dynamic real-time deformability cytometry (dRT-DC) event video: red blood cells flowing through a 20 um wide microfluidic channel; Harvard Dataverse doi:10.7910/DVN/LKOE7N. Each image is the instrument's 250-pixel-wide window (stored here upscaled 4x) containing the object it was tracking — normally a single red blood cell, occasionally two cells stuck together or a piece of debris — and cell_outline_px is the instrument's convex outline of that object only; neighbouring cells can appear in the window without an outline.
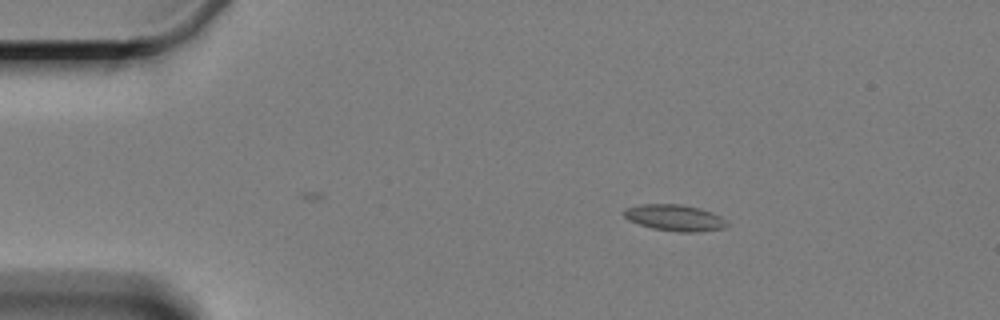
{"species": "Egyptian fruit bat (a non-hibernating species)", "species_latin": "Rousettus aegyptiacus", "temperature_condition": "cold", "stored_images_in_passage": 4, "camera_frame_rate_fps": 3000, "um_per_image_px": 0.085, "animal": {"sex": "female"}, "frame": {"image": 1, "passage_image": 2, "time_ms": 1.0, "image_size_px": [1000, 320], "cell_outline_px": [[728, 224], [724, 228], [696, 232], [680, 232], [652, 228], [628, 220], [624, 216], [624, 208], [640, 204], [680, 204], [700, 208], [712, 212], [728, 220]], "centroid_in_image_um": [57.36, 18.5], "position_along_channel_um": 27.6, "area_um2": 15.84}}